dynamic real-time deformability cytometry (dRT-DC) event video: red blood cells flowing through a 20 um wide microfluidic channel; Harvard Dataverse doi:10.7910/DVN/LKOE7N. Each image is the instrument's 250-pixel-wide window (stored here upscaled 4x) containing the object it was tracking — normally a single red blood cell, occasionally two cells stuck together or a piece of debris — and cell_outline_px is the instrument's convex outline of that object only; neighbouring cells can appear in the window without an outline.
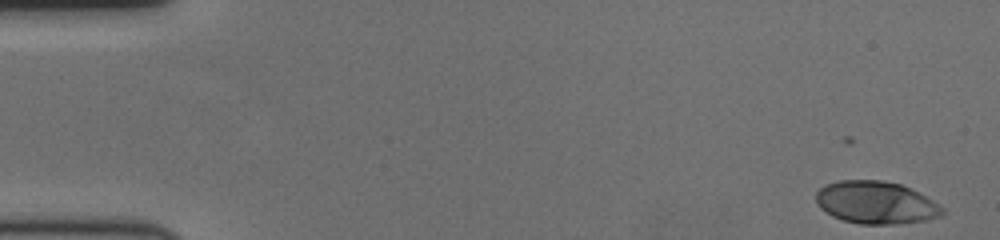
{"species": "human", "species_latin": "Homo sapiens", "temperature_condition": "cold", "stored_images_in_passage": 58, "camera_frame_rate_fps": 3000, "um_per_image_px": 0.085, "donor": {"sex": "female"}, "frame": {"image": 1, "passage_image": 1, "time_ms": 0.0, "image_size_px": [1000, 240], "cell_outline_px": [[944, 212], [940, 216], [924, 220], [892, 224], [860, 224], [844, 220], [832, 216], [820, 208], [816, 204], [816, 192], [824, 184], [840, 180], [880, 180], [900, 184], [924, 196], [944, 208]], "centroid_in_image_um": [74.39, 17.21], "position_along_channel_um": 10.6, "area_um2": 31.04}}
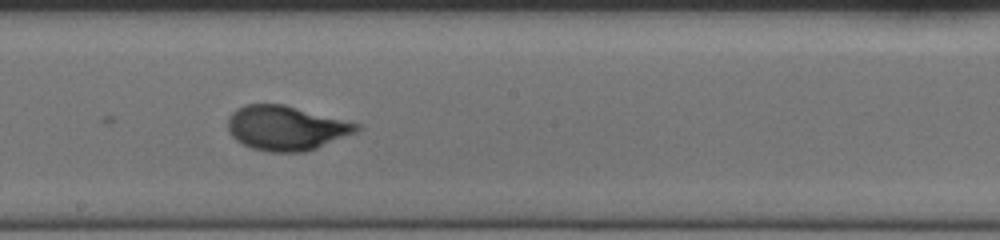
{"frame": {"image": 2, "passage_image": 32, "time_ms": 10.333, "image_size_px": [1000, 240], "cell_outline_px": [[360, 128], [356, 132], [316, 148], [304, 152], [268, 152], [252, 148], [236, 140], [228, 132], [228, 116], [236, 108], [244, 104], [284, 104], [360, 124]], "centroid_in_image_um": [24.28, 10.87], "position_along_channel_um": 223.9, "area_um2": 33.35}}
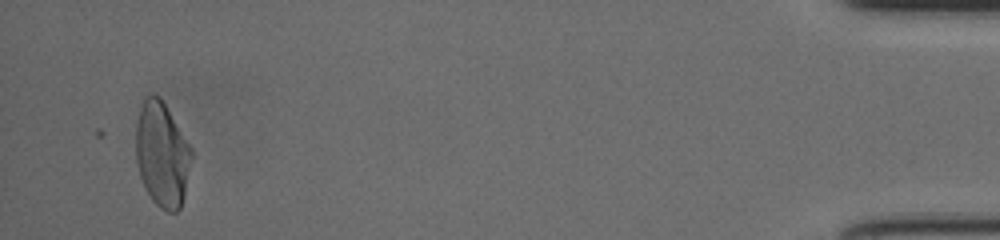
{"frame": {"image": 3, "passage_image": 56, "time_ms": 18.333, "image_size_px": [1000, 240], "cell_outline_px": [[192, 156], [184, 196], [180, 208], [176, 212], [168, 212], [160, 208], [152, 200], [144, 188], [140, 176], [136, 160], [136, 124], [140, 108], [144, 100], [152, 92], [160, 96], [192, 148]], "centroid_in_image_um": [13.77, 13.13], "position_along_channel_um": 421.4, "area_um2": 34.04}, "authors_computed_cell_mechanics": {"area_um2": 32.6859, "velocity_mm_per_s": 3.4785, "shape_relaxation_time_tau1_ms": 4.147, "shape_relaxation_time_tau2_ms": null, "deformation_change_tau1": 0.2104, "deformation_change_tau2": null}}